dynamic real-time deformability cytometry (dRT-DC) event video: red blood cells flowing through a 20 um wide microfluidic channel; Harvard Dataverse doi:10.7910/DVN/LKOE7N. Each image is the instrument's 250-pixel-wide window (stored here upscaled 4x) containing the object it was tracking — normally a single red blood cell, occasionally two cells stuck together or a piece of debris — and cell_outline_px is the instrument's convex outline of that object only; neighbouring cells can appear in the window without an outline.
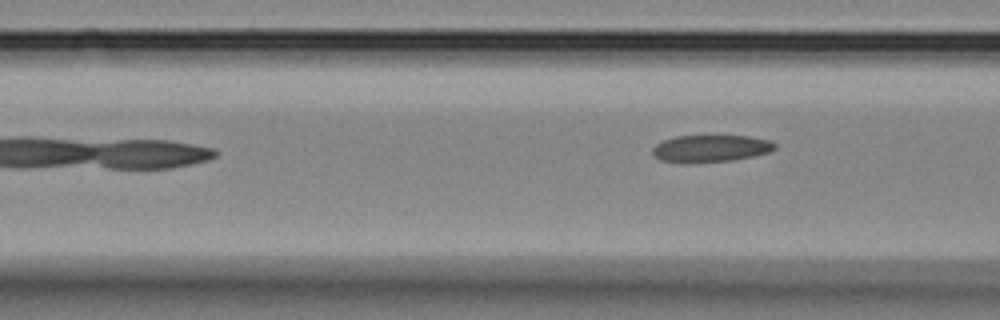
{"species": "Egyptian fruit bat (a non-hibernating species)", "species_latin": "Rousettus aegyptiacus", "temperature_condition": "room temperature", "stored_images_in_passage": 8, "segment_of_instrument_passage": [2, 2], "camera_frame_rate_fps": 3000, "um_per_image_px": 0.085, "animal": {"sex": "female"}, "frame": {"image": 1, "passage_image": 8, "time_ms": 9.333, "image_size_px": [1000, 320], "cell_outline_px": [[776, 148], [768, 152], [752, 156], [732, 160], [688, 164], [680, 164], [660, 160], [652, 152], [652, 148], [656, 144], [664, 140], [676, 136], [708, 132], [748, 136], [772, 140], [776, 144]], "centroid_in_image_um": [60.38, 12.57], "position_along_channel_um": 106.2, "area_um2": 20.58}}